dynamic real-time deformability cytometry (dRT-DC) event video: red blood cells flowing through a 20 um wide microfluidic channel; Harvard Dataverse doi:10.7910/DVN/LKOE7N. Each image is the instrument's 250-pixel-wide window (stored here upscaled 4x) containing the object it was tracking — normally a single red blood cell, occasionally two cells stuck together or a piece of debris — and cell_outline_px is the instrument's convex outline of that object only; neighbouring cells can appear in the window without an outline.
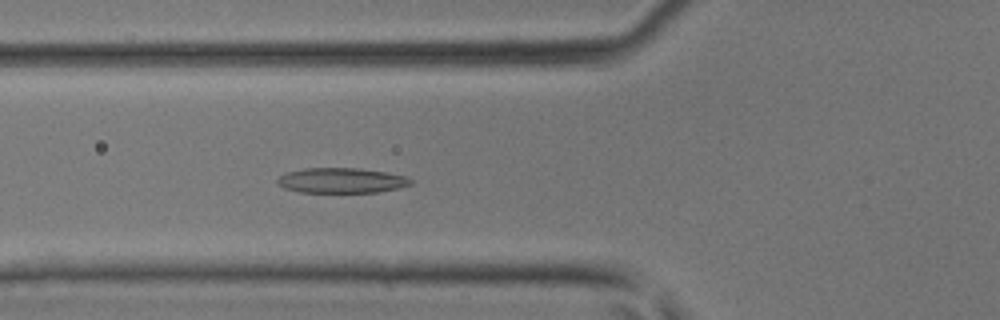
{"species": "common noctule bat (a hibernating species)", "species_latin": "Nyctalus noctula", "temperature_condition": "room temperature", "stored_images_in_passage": 45, "camera_frame_rate_fps": 3000, "um_per_image_px": 0.085, "animal": {"sex": "male", "body_mass_g": 17.9, "forearm_length_mm": 54.2}, "frame": {"image": 1, "passage_image": 17, "time_ms": 5.333, "image_size_px": [1000, 320], "cell_outline_px": [[412, 184], [400, 188], [376, 192], [300, 192], [284, 188], [276, 184], [276, 180], [280, 176], [288, 172], [304, 168], [360, 168], [388, 172], [404, 176], [412, 180]], "centroid_in_image_um": [29.02, 15.34], "position_along_channel_um": 96.8, "area_um2": 19.59}}
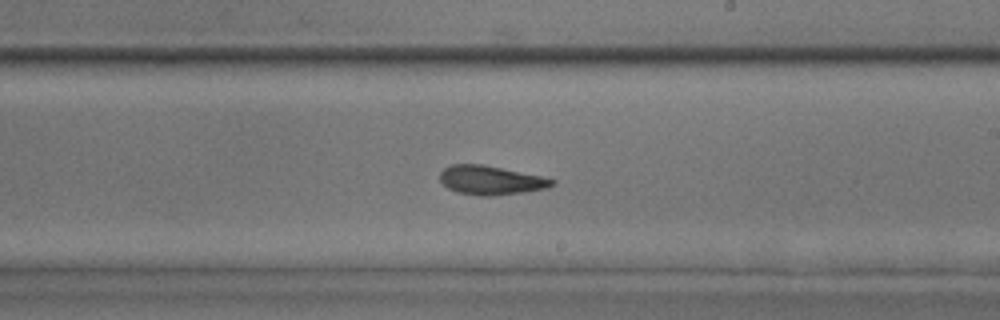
{"frame": {"image": 2, "passage_image": 27, "time_ms": 8.667, "image_size_px": [1000, 320], "cell_outline_px": [[556, 184], [548, 188], [524, 192], [496, 196], [480, 196], [456, 192], [448, 188], [440, 180], [440, 172], [444, 168], [452, 164], [484, 164], [540, 176], [556, 180]], "centroid_in_image_um": [41.72, 15.32], "position_along_channel_um": 247.3, "area_um2": 19.07}}
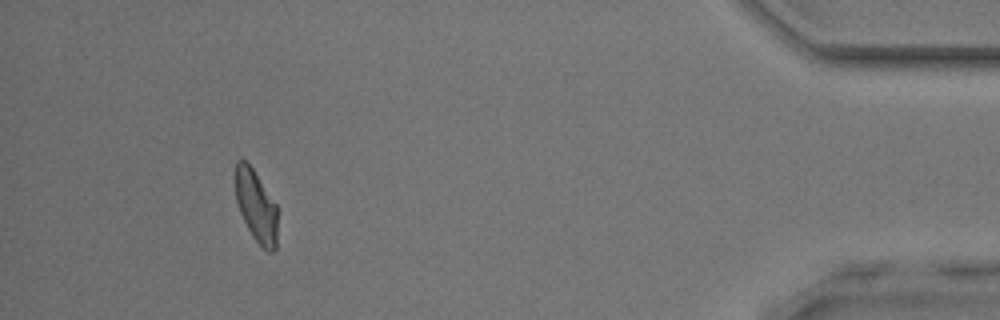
{"frame": {"image": 3, "passage_image": 42, "time_ms": 13.667, "image_size_px": [1000, 320], "cell_outline_px": [[276, 248], [272, 252], [268, 252], [252, 236], [240, 212], [236, 200], [232, 176], [236, 160], [244, 160], [252, 168], [276, 204]], "centroid_in_image_um": [21.71, 17.45], "position_along_channel_um": 413.5, "area_um2": 17.69}}